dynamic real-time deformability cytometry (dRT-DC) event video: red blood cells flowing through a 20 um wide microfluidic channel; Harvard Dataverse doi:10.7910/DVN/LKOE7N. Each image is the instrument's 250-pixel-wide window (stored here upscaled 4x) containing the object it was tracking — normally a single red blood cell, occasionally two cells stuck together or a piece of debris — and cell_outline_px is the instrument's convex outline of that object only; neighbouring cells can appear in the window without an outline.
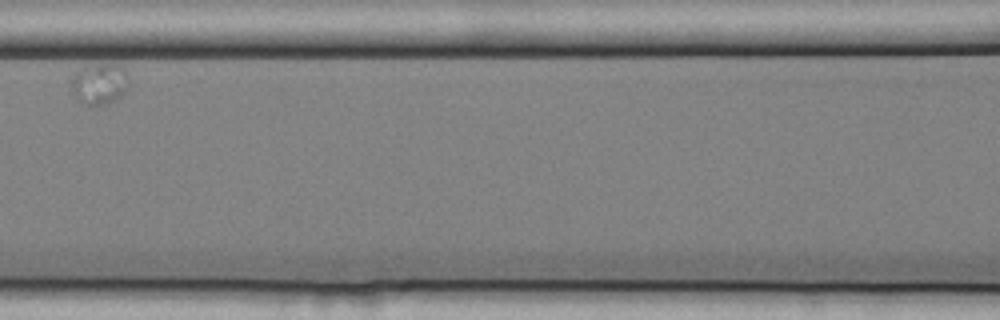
{"species": "common noctule bat (a hibernating species)", "species_latin": "Nyctalus noctula", "temperature_condition": "cold", "stored_images_in_passage": 4, "camera_frame_rate_fps": 3000, "um_per_image_px": 0.085, "animal": {"sex": "female", "body_mass_g": 25.1}, "frame": {"image": 1, "passage_image": 4, "time_ms": 1.0, "image_size_px": [1000, 320], "cell_outline_px": [[128, 76], [124, 92], [120, 96], [108, 104], [84, 104], [76, 96], [68, 80], [64, 56], [128, 56]], "centroid_in_image_um": [8.28, 6.59], "position_along_channel_um": 158.3, "area_um2": 18.79}}